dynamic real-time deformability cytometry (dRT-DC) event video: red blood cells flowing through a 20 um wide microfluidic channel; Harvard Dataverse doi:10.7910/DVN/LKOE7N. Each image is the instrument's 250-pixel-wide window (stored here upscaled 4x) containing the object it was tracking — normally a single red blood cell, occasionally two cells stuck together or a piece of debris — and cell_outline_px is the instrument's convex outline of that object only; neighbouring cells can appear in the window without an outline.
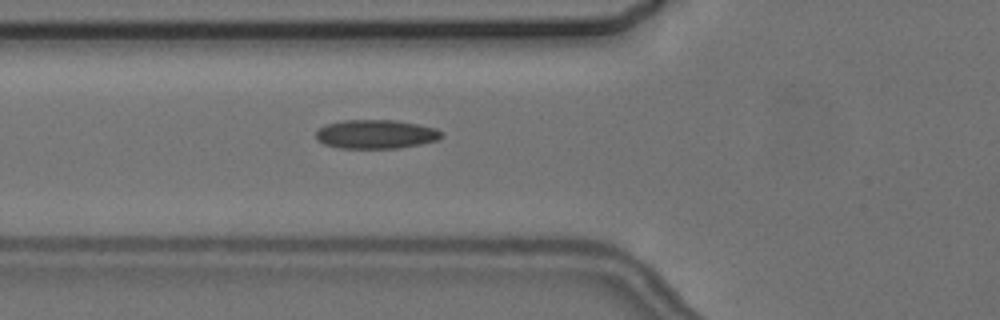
{"species": "common noctule bat (a hibernating species)", "species_latin": "Nyctalus noctula", "temperature_condition": "cold", "stored_images_in_passage": 4, "camera_frame_rate_fps": 3000, "um_per_image_px": 0.085, "animal": {"sex": "female", "body_mass_g": 24.6, "forearm_length_mm": 56.2}, "frame": {"image": 1, "passage_image": 4, "time_ms": 6.0, "image_size_px": [1000, 320], "cell_outline_px": [[444, 136], [436, 140], [420, 144], [400, 148], [340, 148], [324, 144], [316, 140], [316, 132], [320, 128], [328, 124], [344, 120], [392, 120], [416, 124], [436, 128], [444, 132]], "centroid_in_image_um": [31.97, 11.41], "position_along_channel_um": 93.8, "area_um2": 21.1}}